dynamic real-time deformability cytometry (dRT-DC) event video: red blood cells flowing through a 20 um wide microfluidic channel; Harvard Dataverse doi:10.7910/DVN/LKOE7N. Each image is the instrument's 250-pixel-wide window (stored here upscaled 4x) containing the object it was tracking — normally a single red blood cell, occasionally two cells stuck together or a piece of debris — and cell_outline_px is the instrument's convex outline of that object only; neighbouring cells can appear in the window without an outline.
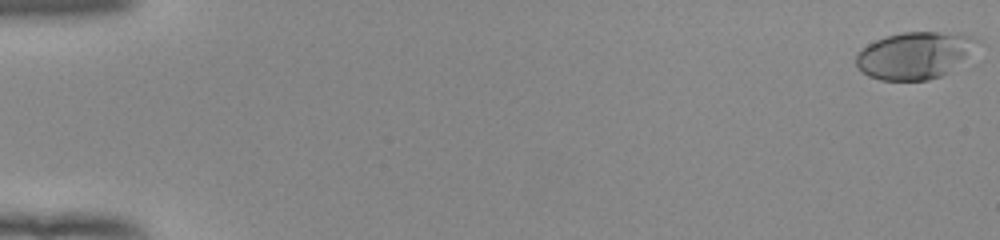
{"species": "human", "species_latin": "Homo sapiens", "temperature_condition": "room temperature", "stored_images_in_passage": 54, "camera_frame_rate_fps": 3000, "um_per_image_px": 0.085, "donor": {"sex": "female"}, "frame": {"image": 1, "passage_image": 1, "time_ms": 0.0, "image_size_px": [1000, 240], "cell_outline_px": [[976, 40], [964, 56], [948, 72], [940, 76], [928, 80], [880, 80], [868, 76], [860, 72], [856, 64], [856, 56], [868, 44], [876, 40], [888, 36], [904, 32], [960, 32], [972, 36]], "centroid_in_image_um": [77.65, 4.71], "position_along_channel_um": 7.3, "area_um2": 32.37}}
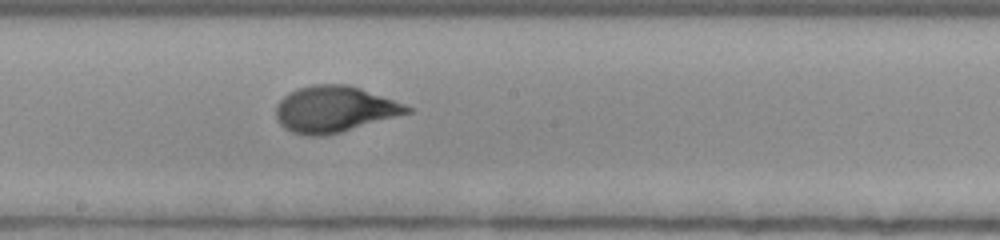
{"frame": {"image": 2, "passage_image": 31, "time_ms": 10.0, "image_size_px": [1000, 240], "cell_outline_px": [[412, 112], [340, 132], [324, 136], [308, 136], [292, 132], [284, 128], [276, 120], [276, 104], [288, 92], [296, 88], [312, 84], [348, 84], [360, 88], [404, 104], [412, 108]], "centroid_in_image_um": [28.37, 9.28], "position_along_channel_um": 219.8, "area_um2": 35.26}}
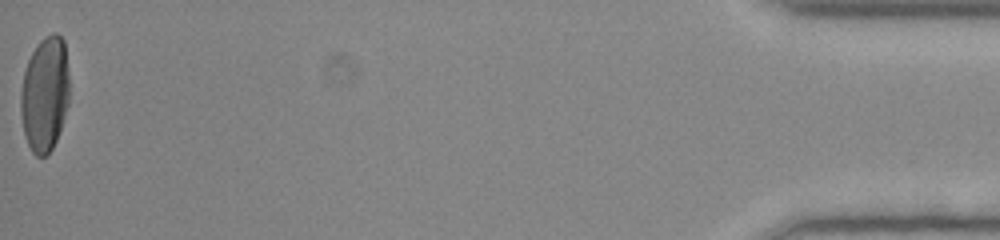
{"frame": {"image": 3, "passage_image": 54, "time_ms": 17.667, "image_size_px": [1000, 240], "cell_outline_px": [[68, 104], [56, 140], [52, 148], [44, 156], [36, 156], [32, 152], [24, 136], [20, 112], [20, 92], [24, 72], [28, 60], [36, 44], [44, 36], [52, 32], [56, 32], [64, 40], [68, 72]], "centroid_in_image_um": [3.79, 7.97], "position_along_channel_um": 431.4, "area_um2": 32.71}, "authors_computed_cell_mechanics": {"area_um2": 33.2928, "velocity_mm_per_s": 3.9331, "shape_relaxation_time_tau1_ms": 4.1405, "shape_relaxation_time_tau2_ms": null, "deformation_change_tau1": 0.2092, "deformation_change_tau2": null}}